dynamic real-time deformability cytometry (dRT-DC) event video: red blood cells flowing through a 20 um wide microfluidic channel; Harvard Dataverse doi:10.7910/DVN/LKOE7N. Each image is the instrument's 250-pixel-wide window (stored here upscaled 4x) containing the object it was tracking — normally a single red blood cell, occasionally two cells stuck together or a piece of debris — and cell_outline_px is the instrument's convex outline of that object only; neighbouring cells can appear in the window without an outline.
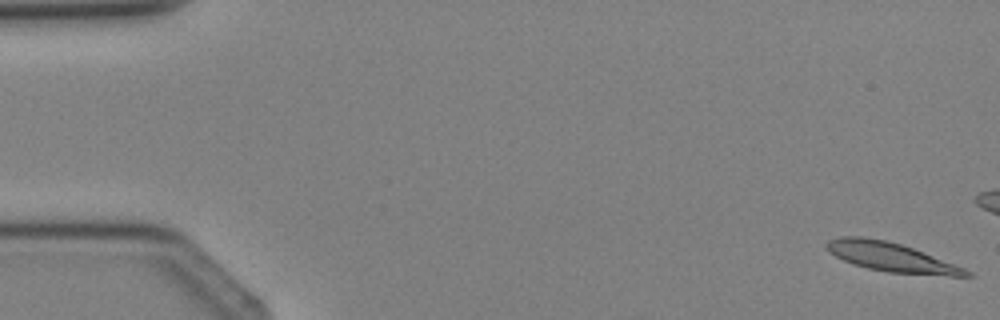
{"species": "Egyptian fruit bat (a non-hibernating species)", "species_latin": "Rousettus aegyptiacus", "temperature_condition": "cold", "stored_images_in_passage": 4, "camera_frame_rate_fps": 3000, "um_per_image_px": 0.085, "animal": {"sex": "female"}, "frame": {"image": 1, "passage_image": 1, "time_ms": 0.0, "image_size_px": [1000, 320], "cell_outline_px": [[972, 276], [948, 276], [888, 272], [868, 268], [852, 264], [828, 252], [824, 244], [828, 240], [840, 236], [864, 236], [888, 240], [924, 252], [964, 268], [972, 272]], "centroid_in_image_um": [75.71, 21.84], "position_along_channel_um": 9.3, "area_um2": 23.76}}